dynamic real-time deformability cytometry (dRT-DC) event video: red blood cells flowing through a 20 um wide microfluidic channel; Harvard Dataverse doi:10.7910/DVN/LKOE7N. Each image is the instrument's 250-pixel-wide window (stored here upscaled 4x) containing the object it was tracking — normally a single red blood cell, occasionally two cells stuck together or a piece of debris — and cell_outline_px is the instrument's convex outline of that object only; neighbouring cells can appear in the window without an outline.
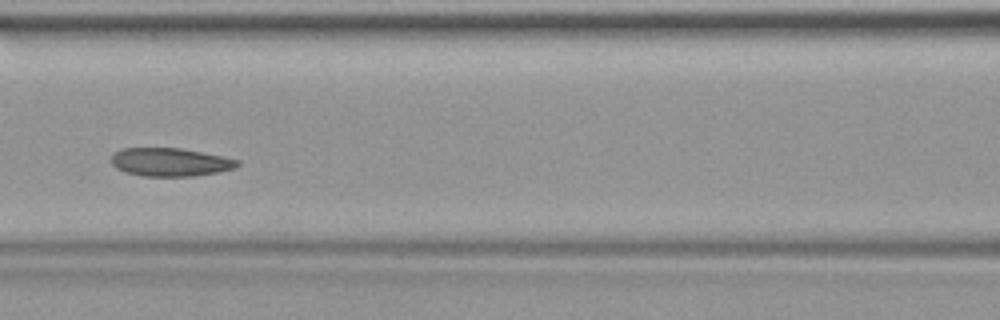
{"species": "common noctule bat (a hibernating species)", "species_latin": "Nyctalus noctula", "temperature_condition": "warm", "stored_images_in_passage": 41, "camera_frame_rate_fps": 3000, "um_per_image_px": 0.085, "animal": {"sex": "female", "body_mass_g": 19.9}, "frame": {"image": 1, "passage_image": 18, "time_ms": 5.667, "image_size_px": [1000, 320], "cell_outline_px": [[240, 164], [236, 168], [216, 172], [192, 176], [140, 176], [124, 172], [116, 168], [112, 164], [112, 152], [120, 148], [180, 148], [224, 156], [240, 160]], "centroid_in_image_um": [14.45, 13.77], "position_along_channel_um": 152.1, "area_um2": 20.98}}